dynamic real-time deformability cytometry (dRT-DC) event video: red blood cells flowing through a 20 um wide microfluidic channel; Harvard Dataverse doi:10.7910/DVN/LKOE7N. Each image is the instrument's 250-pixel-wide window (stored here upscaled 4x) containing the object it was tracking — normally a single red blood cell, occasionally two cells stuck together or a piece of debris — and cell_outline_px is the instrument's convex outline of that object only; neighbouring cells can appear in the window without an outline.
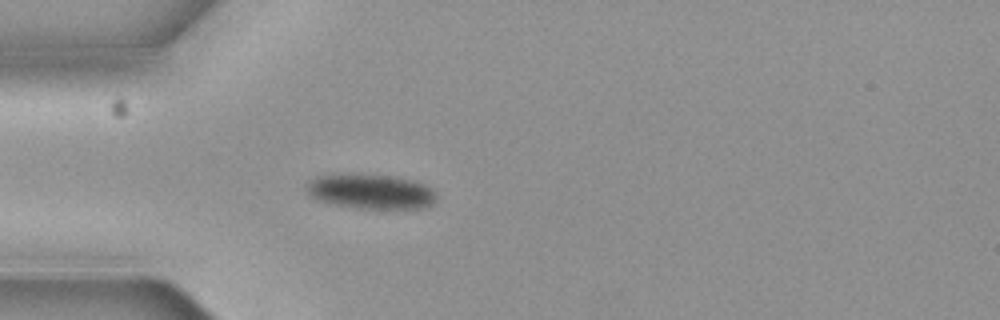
{"species": "common noctule bat (a hibernating species)", "species_latin": "Nyctalus noctula", "temperature_condition": "cold", "stored_images_in_passage": 3, "camera_frame_rate_fps": 3000, "um_per_image_px": 0.085, "animal": {"sex": "female", "body_mass_g": 19.3, "forearm_length_mm": 54.1}, "frame": {"image": 1, "passage_image": 3, "time_ms": 0.667, "image_size_px": [1000, 320], "cell_outline_px": [[436, 196], [432, 204], [420, 208], [356, 208], [336, 204], [320, 200], [312, 196], [308, 192], [308, 184], [312, 180], [320, 176], [352, 172], [396, 176], [412, 180], [424, 184]], "centroid_in_image_um": [31.52, 16.25], "position_along_channel_um": 53.5, "area_um2": 26.07}}